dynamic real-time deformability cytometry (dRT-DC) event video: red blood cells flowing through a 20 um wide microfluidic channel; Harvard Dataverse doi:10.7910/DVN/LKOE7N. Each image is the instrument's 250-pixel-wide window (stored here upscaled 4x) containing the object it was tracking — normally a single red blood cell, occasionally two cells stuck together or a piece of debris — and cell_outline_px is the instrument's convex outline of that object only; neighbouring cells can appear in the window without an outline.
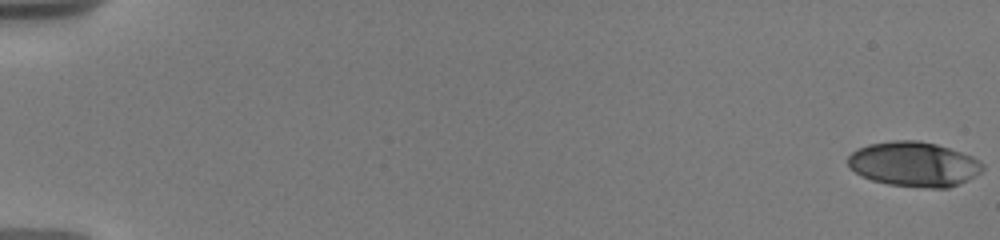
{"species": "human", "species_latin": "Homo sapiens", "temperature_condition": "warm", "stored_images_in_passage": 20, "camera_frame_rate_fps": 3000, "um_per_image_px": 0.085, "donor": {"sex": "male"}, "frame": {"image": 1, "passage_image": 1, "time_ms": 0.0, "image_size_px": [1000, 240], "cell_outline_px": [[984, 168], [980, 172], [968, 180], [960, 184], [948, 188], [928, 188], [888, 184], [872, 180], [856, 172], [848, 164], [848, 156], [856, 148], [868, 144], [892, 140], [920, 140], [936, 144], [972, 156], [980, 160], [984, 164]], "centroid_in_image_um": [77.7, 13.95], "position_along_channel_um": 7.3, "area_um2": 35.2}}
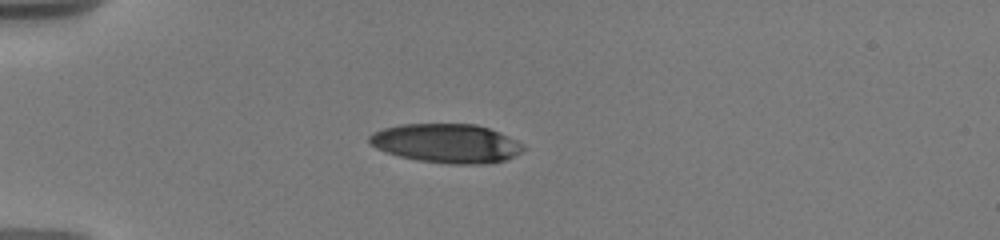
{"frame": {"image": 2, "passage_image": 15, "time_ms": 5.333, "image_size_px": [1000, 240], "cell_outline_px": [[524, 148], [520, 152], [504, 160], [484, 164], [452, 164], [416, 160], [400, 156], [376, 148], [368, 144], [368, 136], [372, 132], [384, 128], [400, 124], [476, 124], [500, 132], [524, 144]], "centroid_in_image_um": [37.92, 12.18], "position_along_channel_um": 47.1, "area_um2": 34.97}}
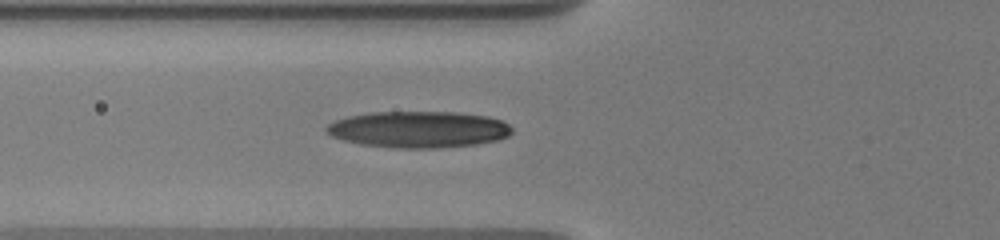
{"frame": {"image": 3, "passage_image": 20, "time_ms": 7.333, "image_size_px": [1000, 240], "cell_outline_px": [[512, 132], [508, 136], [496, 140], [476, 144], [440, 148], [396, 148], [360, 144], [344, 140], [332, 136], [324, 128], [328, 124], [336, 120], [348, 116], [372, 112], [456, 112], [488, 116], [504, 120], [512, 128]], "centroid_in_image_um": [35.6, 11.0], "position_along_channel_um": 90.2, "area_um2": 39.54}}